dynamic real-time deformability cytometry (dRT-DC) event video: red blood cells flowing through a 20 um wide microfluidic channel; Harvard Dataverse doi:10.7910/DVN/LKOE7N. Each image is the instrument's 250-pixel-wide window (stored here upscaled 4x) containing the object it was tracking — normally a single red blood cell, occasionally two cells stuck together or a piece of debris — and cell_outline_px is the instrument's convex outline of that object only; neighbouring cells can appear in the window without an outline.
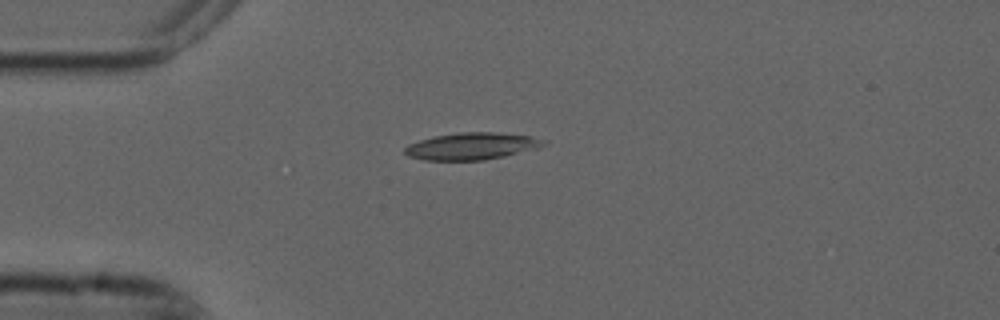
{"species": "common noctule bat (a hibernating species)", "species_latin": "Nyctalus noctula", "temperature_condition": "cold", "stored_images_in_passage": 4, "camera_frame_rate_fps": 3000, "um_per_image_px": 0.085, "animal": {"sex": "male", "forearm_length_mm": 52.5}, "frame": {"image": 1, "passage_image": 1, "time_ms": 0.0, "image_size_px": [1000, 320], "cell_outline_px": [[548, 144], [536, 148], [504, 156], [484, 160], [424, 160], [408, 156], [404, 152], [404, 148], [408, 144], [420, 140], [436, 136], [460, 132], [496, 132], [528, 136], [548, 140]], "centroid_in_image_um": [40.1, 12.42], "position_along_channel_um": 44.9, "area_um2": 21.73}}